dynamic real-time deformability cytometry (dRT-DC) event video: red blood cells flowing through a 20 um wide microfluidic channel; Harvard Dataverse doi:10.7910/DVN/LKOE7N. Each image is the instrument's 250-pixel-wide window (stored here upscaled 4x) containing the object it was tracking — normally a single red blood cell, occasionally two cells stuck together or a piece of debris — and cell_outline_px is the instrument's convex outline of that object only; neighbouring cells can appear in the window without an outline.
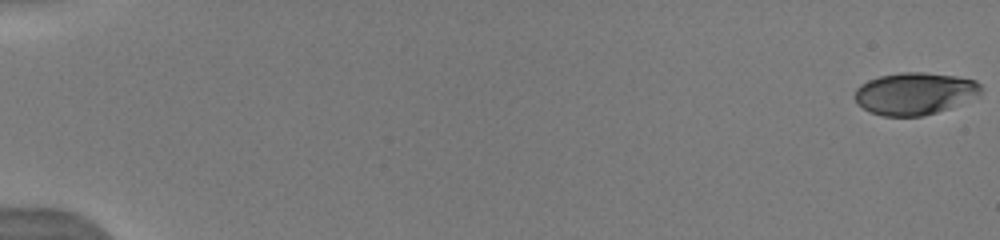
{"species": "human", "species_latin": "Homo sapiens", "temperature_condition": "warm", "stored_images_in_passage": 63, "camera_frame_rate_fps": 3000, "um_per_image_px": 0.085, "donor": {"sex": "male"}, "frame": {"image": 1, "passage_image": 1, "time_ms": 0.0, "image_size_px": [1000, 240], "cell_outline_px": [[984, 88], [980, 92], [948, 108], [924, 116], [884, 116], [872, 112], [864, 108], [856, 100], [856, 88], [860, 84], [868, 80], [880, 76], [900, 72], [924, 72], [956, 76], [976, 80]], "centroid_in_image_um": [77.73, 7.93], "position_along_channel_um": 7.3, "area_um2": 30.52}}
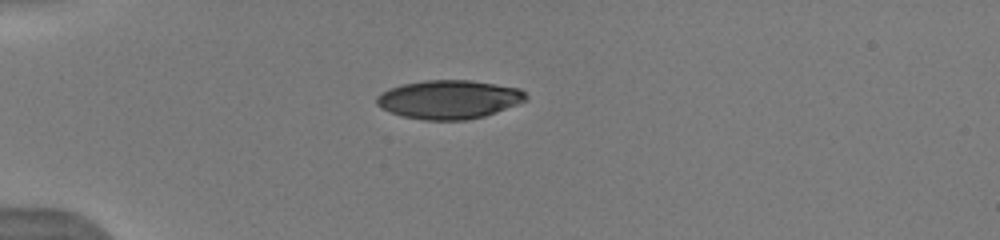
{"frame": {"image": 2, "passage_image": 18, "time_ms": 5.0, "image_size_px": [1000, 240], "cell_outline_px": [[528, 100], [484, 116], [464, 120], [424, 120], [400, 116], [376, 104], [376, 96], [380, 92], [388, 88], [404, 84], [424, 80], [472, 80], [520, 88], [528, 96]], "centroid_in_image_um": [38.16, 8.44], "position_along_channel_um": 46.8, "area_um2": 33.7}}
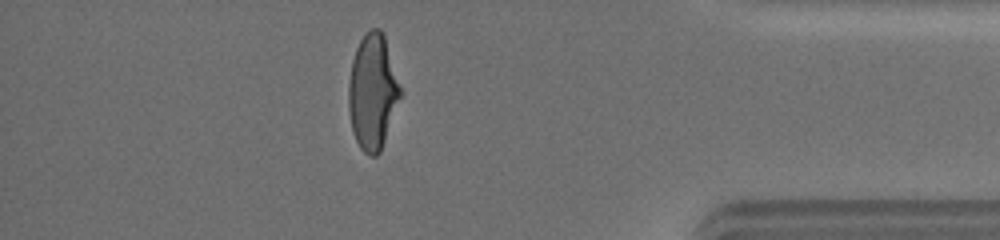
{"frame": {"image": 3, "passage_image": 55, "time_ms": 15.333, "image_size_px": [1000, 240], "cell_outline_px": [[404, 92], [380, 152], [376, 156], [372, 156], [364, 152], [360, 148], [352, 132], [348, 108], [348, 84], [352, 60], [356, 48], [360, 40], [372, 28], [380, 28], [384, 36]], "centroid_in_image_um": [31.7, 7.83], "position_along_channel_um": 403.5, "area_um2": 35.26}, "authors_computed_cell_mechanics": {"area_um2": 34.7956, "velocity_mm_per_s": 4.0297, "shape_relaxation_time_tau1_ms": 5.1412, "shape_relaxation_time_tau2_ms": 0.9056, "deformation_change_tau1": 0.2277, "deformation_change_tau2": 0.0681}}